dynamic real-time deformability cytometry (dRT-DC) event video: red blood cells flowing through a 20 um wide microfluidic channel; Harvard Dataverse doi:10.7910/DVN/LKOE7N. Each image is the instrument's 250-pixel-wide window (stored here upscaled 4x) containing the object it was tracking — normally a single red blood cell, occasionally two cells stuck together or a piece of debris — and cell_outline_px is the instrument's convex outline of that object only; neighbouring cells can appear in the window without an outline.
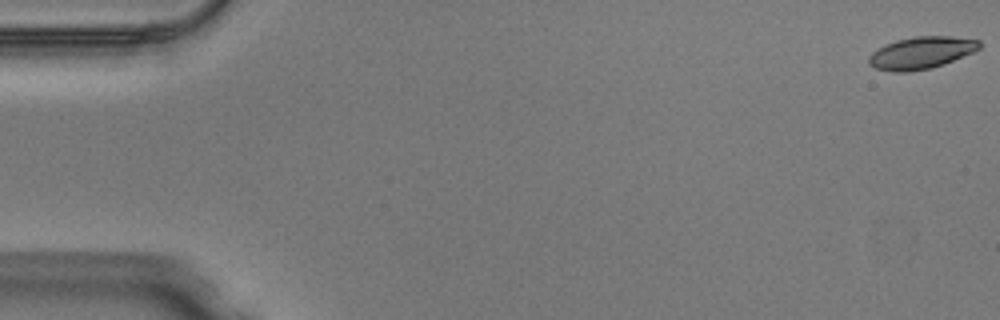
{"species": "Egyptian fruit bat (a non-hibernating species)", "species_latin": "Rousettus aegyptiacus", "temperature_condition": "warm", "stored_images_in_passage": 16, "camera_frame_rate_fps": 3000, "um_per_image_px": 0.085, "animal": {"sex": "male"}, "frame": {"image": 1, "passage_image": 1, "time_ms": 0.0, "image_size_px": [1000, 320], "cell_outline_px": [[980, 48], [972, 52], [944, 64], [928, 68], [908, 72], [892, 72], [876, 68], [868, 64], [868, 56], [872, 52], [884, 44], [896, 40], [916, 36], [948, 36], [980, 40]], "centroid_in_image_um": [78.26, 4.48], "position_along_channel_um": 6.7, "area_um2": 20.63}}
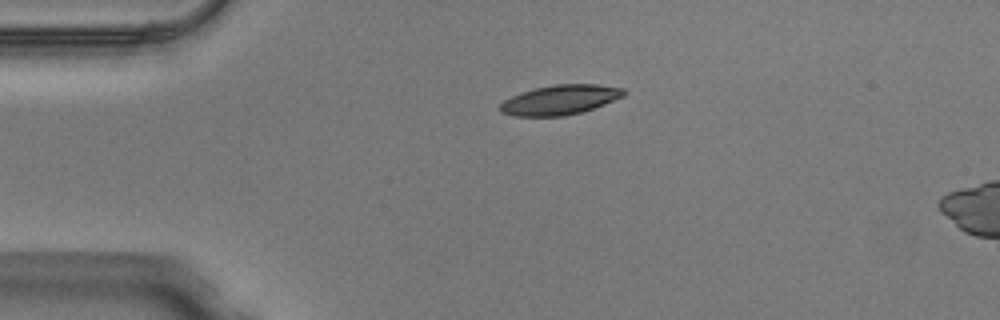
{"frame": {"image": 2, "passage_image": 12, "time_ms": 3.667, "image_size_px": [1000, 320], "cell_outline_px": [[628, 92], [624, 96], [604, 104], [580, 112], [564, 116], [516, 116], [500, 112], [500, 104], [504, 100], [520, 92], [552, 84], [596, 84], [624, 88]], "centroid_in_image_um": [47.61, 8.47], "position_along_channel_um": 37.4, "area_um2": 21.39}}